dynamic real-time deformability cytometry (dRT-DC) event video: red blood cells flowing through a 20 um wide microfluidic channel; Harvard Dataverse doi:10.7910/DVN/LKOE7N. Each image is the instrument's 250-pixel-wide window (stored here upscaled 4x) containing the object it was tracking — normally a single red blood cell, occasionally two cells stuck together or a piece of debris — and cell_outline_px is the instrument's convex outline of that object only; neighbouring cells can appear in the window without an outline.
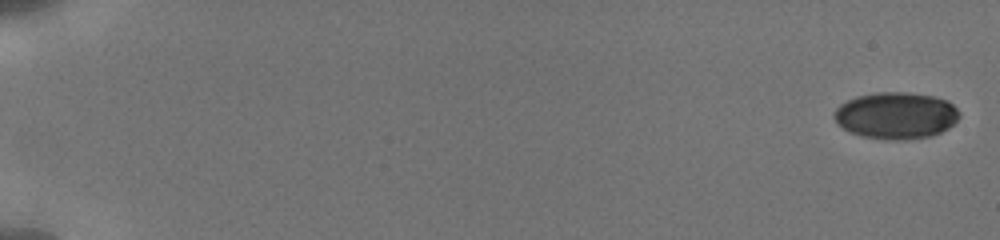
{"species": "human", "species_latin": "Homo sapiens", "temperature_condition": "cold", "stored_images_in_passage": 8, "camera_frame_rate_fps": 3000, "um_per_image_px": 0.085, "donor": {"sex": "male"}, "frame": {"image": 1, "passage_image": 1, "time_ms": 0.0, "image_size_px": [1000, 240], "cell_outline_px": [[960, 116], [948, 128], [932, 136], [908, 140], [884, 140], [860, 136], [848, 132], [832, 116], [836, 108], [840, 104], [856, 96], [876, 92], [904, 92], [936, 96], [948, 100], [960, 112]], "centroid_in_image_um": [76.16, 9.82], "position_along_channel_um": 8.8, "area_um2": 34.45}}
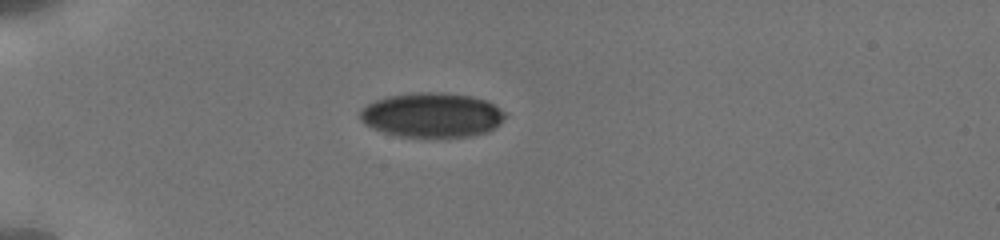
{"frame": {"image": 2, "passage_image": 6, "time_ms": 5.333, "image_size_px": [1000, 240], "cell_outline_px": [[504, 116], [500, 124], [496, 128], [488, 132], [472, 136], [400, 136], [384, 132], [372, 128], [364, 124], [360, 120], [360, 108], [376, 100], [388, 96], [416, 92], [440, 92], [472, 96], [488, 100], [500, 108], [504, 112]], "centroid_in_image_um": [36.72, 9.76], "position_along_channel_um": 48.3, "area_um2": 37.69}}
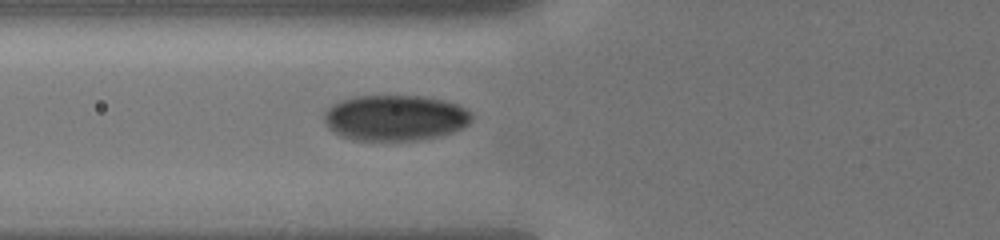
{"frame": {"image": 3, "passage_image": 8, "time_ms": 7.333, "image_size_px": [1000, 240], "cell_outline_px": [[472, 120], [468, 124], [452, 132], [440, 136], [416, 140], [356, 140], [340, 136], [328, 128], [324, 120], [324, 112], [332, 104], [340, 100], [356, 96], [424, 96], [444, 100], [456, 104], [472, 112]], "centroid_in_image_um": [33.57, 10.01], "position_along_channel_um": 92.2, "area_um2": 39.42}}